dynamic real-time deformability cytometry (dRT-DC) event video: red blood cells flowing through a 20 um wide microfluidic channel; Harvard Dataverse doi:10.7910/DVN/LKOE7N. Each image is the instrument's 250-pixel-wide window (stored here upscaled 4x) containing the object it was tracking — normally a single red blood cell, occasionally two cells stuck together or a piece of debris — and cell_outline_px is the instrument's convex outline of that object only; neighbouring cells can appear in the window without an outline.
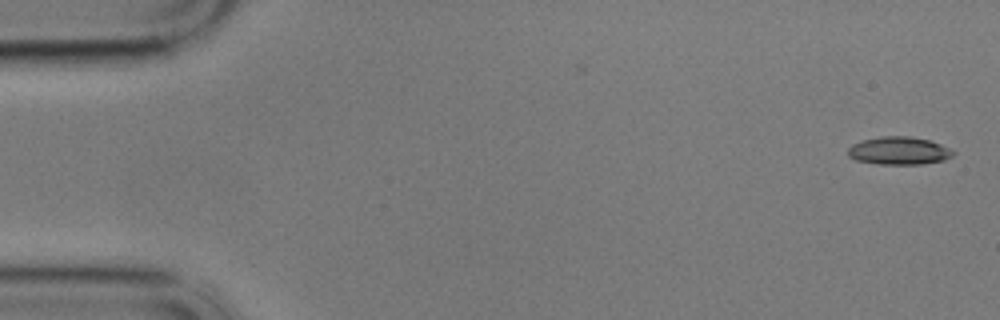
{"species": "common noctule bat (a hibernating species)", "species_latin": "Nyctalus noctula", "temperature_condition": "cold", "stored_images_in_passage": 56, "camera_frame_rate_fps": 3000, "um_per_image_px": 0.085, "animal": {"sex": "male", "body_mass_g": 17.9}, "frame": {"image": 1, "passage_image": 1, "time_ms": 0.0, "image_size_px": [1000, 320], "cell_outline_px": [[956, 152], [952, 156], [944, 160], [920, 164], [876, 164], [856, 160], [848, 156], [848, 148], [852, 144], [860, 140], [880, 136], [908, 136], [928, 140], [940, 144]], "centroid_in_image_um": [76.37, 12.81], "position_along_channel_um": 8.6, "area_um2": 17.11}}
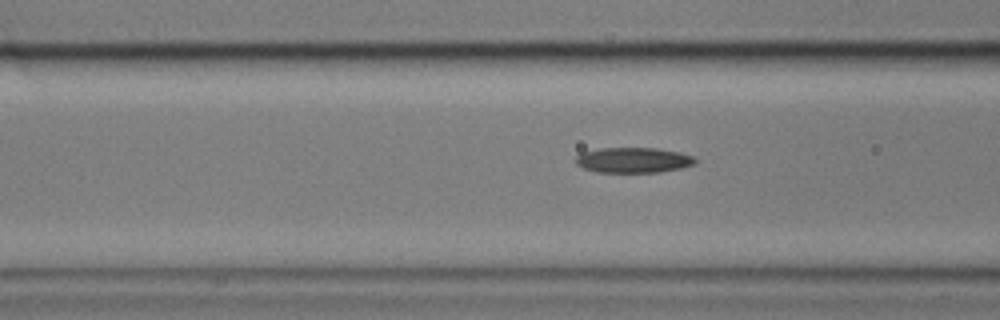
{"frame": {"image": 2, "passage_image": 21, "time_ms": 6.667, "image_size_px": [1000, 320], "cell_outline_px": [[696, 164], [680, 168], [660, 172], [596, 172], [584, 168], [576, 164], [576, 156], [580, 152], [600, 148], [656, 148], [680, 152], [692, 156], [696, 160]], "centroid_in_image_um": [53.82, 13.6], "position_along_channel_um": 112.8, "area_um2": 17.69}}
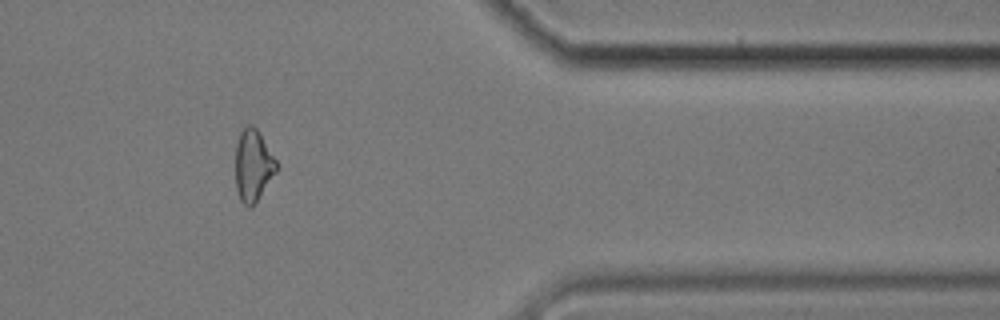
{"frame": {"image": 3, "passage_image": 47, "time_ms": 15.333, "image_size_px": [1000, 320], "cell_outline_px": [[280, 168], [252, 208], [248, 208], [240, 200], [236, 188], [236, 144], [240, 132], [248, 124], [252, 124], [260, 132], [276, 160]], "centroid_in_image_um": [21.54, 14.08], "position_along_channel_um": 389.9, "area_um2": 17.46}, "authors_computed_cell_mechanics": {"area_um2": 17.4556, "velocity_mm_per_s": 3.4369, "shape_relaxation_time_tau1_ms": 4.6806, "shape_relaxation_time_tau2_ms": 4.6905, "deformation_change_tau1": 0.1374, "deformation_change_tau2": 0.1394}}